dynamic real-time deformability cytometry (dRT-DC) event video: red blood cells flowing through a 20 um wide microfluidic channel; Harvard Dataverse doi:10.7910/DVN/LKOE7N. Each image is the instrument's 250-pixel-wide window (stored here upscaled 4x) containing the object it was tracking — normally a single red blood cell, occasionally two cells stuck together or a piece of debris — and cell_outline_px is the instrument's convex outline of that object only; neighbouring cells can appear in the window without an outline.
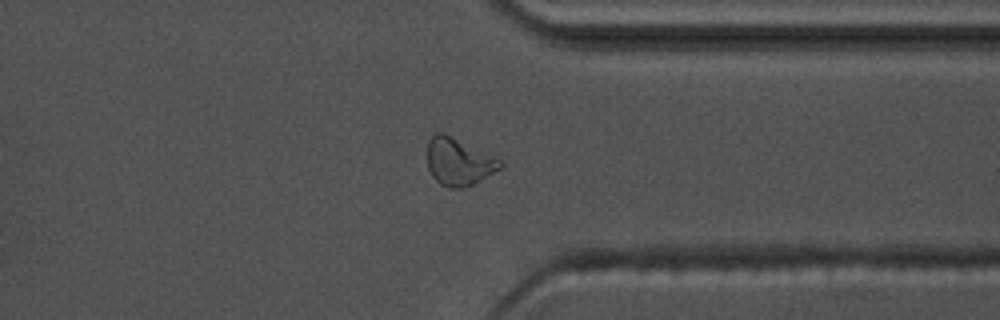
{"species": "common noctule bat (a hibernating species)", "species_latin": "Nyctalus noctula", "temperature_condition": "warm", "stored_images_in_passage": 52, "segment_of_instrument_passage": [1, 2], "camera_frame_rate_fps": 3000, "um_per_image_px": 0.085, "animal": {"sex": "male", "body_mass_g": 17.5, "forearm_length_mm": 52.3}, "frame": {"image": 1, "passage_image": 38, "time_ms": 12.333, "image_size_px": [1000, 320], "cell_outline_px": [[504, 168], [464, 188], [448, 188], [440, 184], [432, 176], [428, 168], [428, 140], [436, 132], [444, 132], [504, 160]], "centroid_in_image_um": [39.04, 13.74], "position_along_channel_um": 372.4, "area_um2": 20.52}}
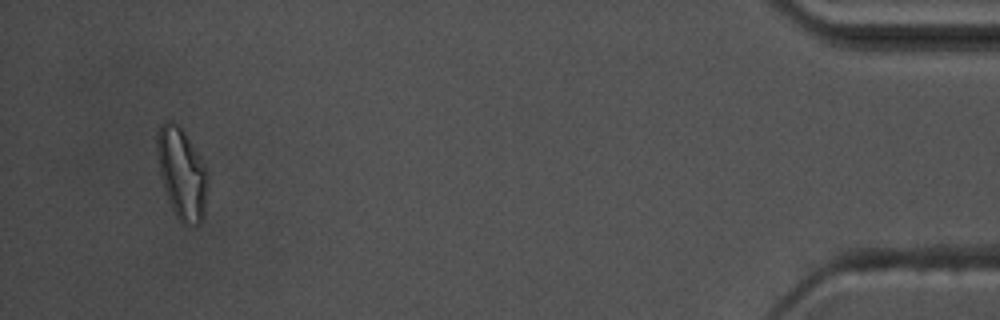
{"frame": {"image": 2, "passage_image": 48, "time_ms": 15.667, "image_size_px": [1000, 320], "cell_outline_px": [[208, 188], [204, 212], [200, 224], [184, 224], [176, 216], [168, 200], [160, 176], [156, 152], [156, 132], [160, 124], [168, 120], [172, 120], [180, 124], [204, 164], [208, 176]], "centroid_in_image_um": [15.43, 14.69], "position_along_channel_um": 419.8, "area_um2": 27.17}}